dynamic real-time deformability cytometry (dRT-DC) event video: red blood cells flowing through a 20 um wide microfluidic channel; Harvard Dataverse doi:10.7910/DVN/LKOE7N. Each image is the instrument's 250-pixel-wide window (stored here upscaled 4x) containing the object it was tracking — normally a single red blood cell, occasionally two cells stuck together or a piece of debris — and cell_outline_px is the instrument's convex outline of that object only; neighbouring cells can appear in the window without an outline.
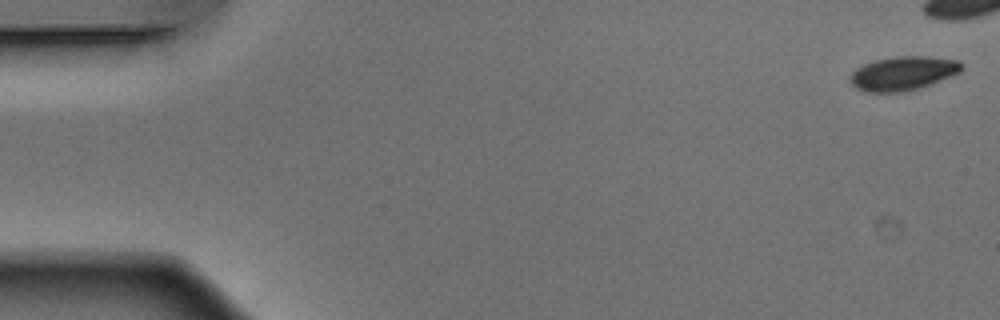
{"species": "Egyptian fruit bat (a non-hibernating species)", "species_latin": "Rousettus aegyptiacus", "temperature_condition": "warm", "stored_images_in_passage": 41, "camera_frame_rate_fps": 3000, "um_per_image_px": 0.085, "animal": {"sex": "male"}, "frame": {"image": 1, "passage_image": 1, "time_ms": 0.0, "image_size_px": [1000, 320], "cell_outline_px": [[964, 64], [960, 72], [920, 88], [904, 92], [864, 92], [856, 88], [848, 80], [848, 76], [856, 68], [864, 64], [876, 60], [896, 56], [928, 56], [960, 60]], "centroid_in_image_um": [76.74, 6.23], "position_along_channel_um": 8.3, "area_um2": 22.25}}
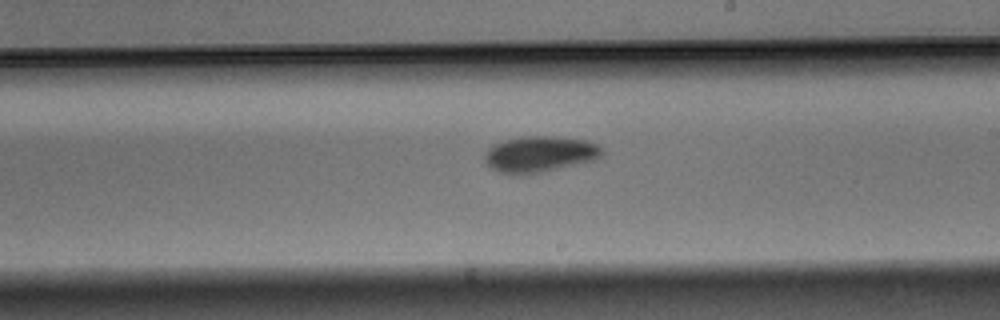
{"frame": {"image": 2, "passage_image": 30, "time_ms": 9.667, "image_size_px": [1000, 320], "cell_outline_px": [[604, 156], [596, 160], [524, 176], [516, 176], [500, 172], [492, 168], [484, 160], [484, 156], [488, 148], [492, 144], [524, 136], [552, 136], [588, 140], [596, 144], [604, 152]], "centroid_in_image_um": [45.89, 13.12], "position_along_channel_um": 243.1, "area_um2": 24.97}}
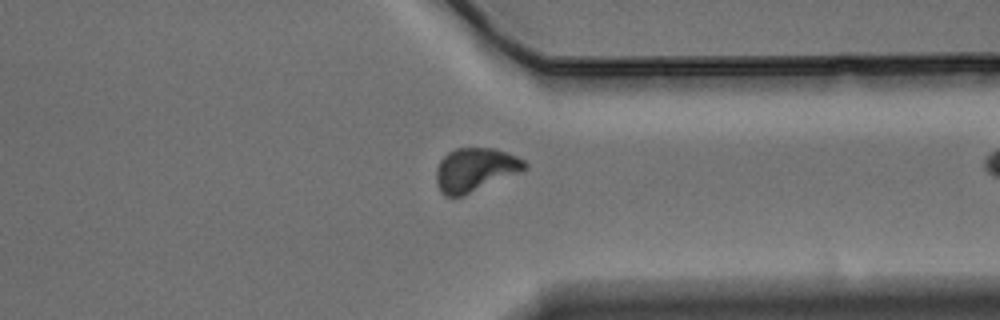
{"frame": {"image": 3, "passage_image": 40, "time_ms": 13.0, "image_size_px": [1000, 320], "cell_outline_px": [[528, 168], [520, 172], [464, 196], [444, 196], [440, 192], [436, 184], [436, 168], [440, 160], [448, 152], [456, 148], [496, 148], [516, 156], [524, 160], [528, 164]], "centroid_in_image_um": [40.38, 14.43], "position_along_channel_um": 371.0, "area_um2": 22.66}}